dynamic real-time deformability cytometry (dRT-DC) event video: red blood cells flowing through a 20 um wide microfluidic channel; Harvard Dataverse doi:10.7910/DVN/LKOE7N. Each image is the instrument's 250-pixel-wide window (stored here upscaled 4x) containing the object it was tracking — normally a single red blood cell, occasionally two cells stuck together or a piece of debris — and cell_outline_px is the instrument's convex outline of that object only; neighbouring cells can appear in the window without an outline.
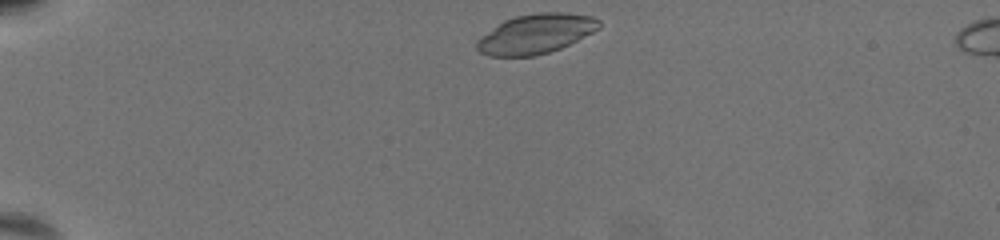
{"species": "common noctule bat (a hibernating species)", "species_latin": "Nyctalus noctula", "temperature_condition": "warm", "stored_images_in_passage": 47, "camera_frame_rate_fps": 3000, "um_per_image_px": 0.085, "animal": {"sex": "female", "body_mass_g": 19.5, "forearm_length_mm": 54.1}, "frame": {"image": 1, "passage_image": 1, "time_ms": 0.0, "image_size_px": [1000, 240], "cell_outline_px": [[600, 28], [560, 48], [536, 56], [488, 56], [480, 52], [476, 48], [476, 40], [480, 36], [504, 20], [516, 16], [536, 12], [564, 12], [592, 16], [600, 20]], "centroid_in_image_um": [45.51, 2.87], "position_along_channel_um": 39.5, "area_um2": 28.15}}
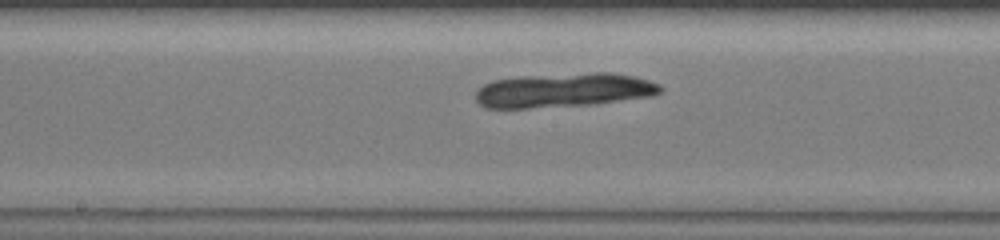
{"frame": {"image": 2, "passage_image": 23, "time_ms": 7.333, "image_size_px": [1000, 240], "cell_outline_px": [[664, 88], [660, 92], [652, 96], [596, 104], [528, 108], [484, 108], [476, 100], [476, 92], [484, 84], [492, 80], [520, 76], [596, 72], [608, 72], [632, 76], [648, 80], [660, 84]], "centroid_in_image_um": [47.92, 7.67], "position_along_channel_um": 200.3, "area_um2": 36.99}}
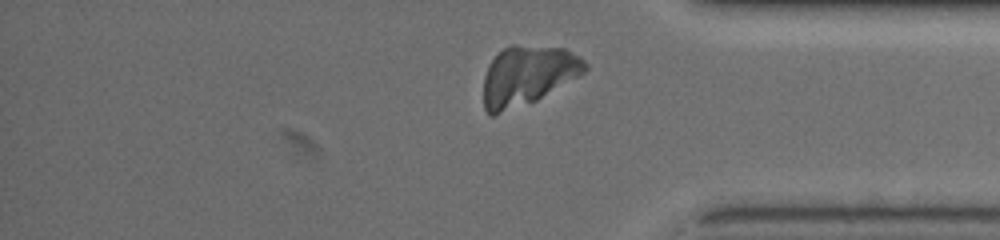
{"frame": {"image": 3, "passage_image": 42, "time_ms": 13.667, "image_size_px": [1000, 240], "cell_outline_px": [[588, 68], [580, 76], [536, 100], [492, 116], [488, 116], [484, 108], [484, 76], [492, 60], [504, 48], [512, 44], [516, 44], [564, 48], [580, 56], [588, 64]], "centroid_in_image_um": [44.87, 6.4], "position_along_channel_um": 390.3, "area_um2": 35.08}}